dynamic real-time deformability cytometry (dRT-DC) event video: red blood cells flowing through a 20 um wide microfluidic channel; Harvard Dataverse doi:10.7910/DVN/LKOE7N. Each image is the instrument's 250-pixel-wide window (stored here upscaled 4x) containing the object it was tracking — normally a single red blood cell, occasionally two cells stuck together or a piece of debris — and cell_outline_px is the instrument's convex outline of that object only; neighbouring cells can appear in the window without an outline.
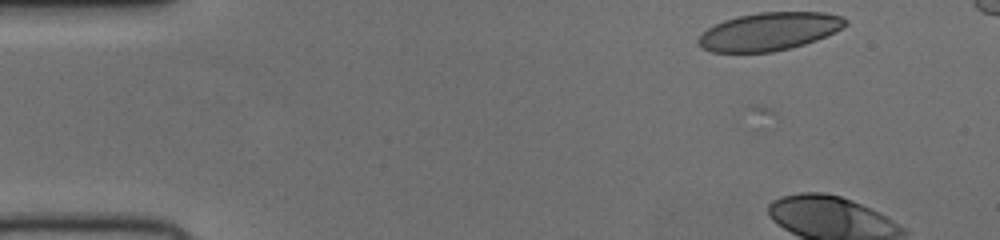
{"species": "human", "species_latin": "Homo sapiens", "temperature_condition": "cold", "stored_images_in_passage": 5, "camera_frame_rate_fps": 3000, "um_per_image_px": 0.085, "donor": {"sex": "female"}, "frame": {"image": 1, "passage_image": 1, "time_ms": 0.0, "image_size_px": [1000, 240], "cell_outline_px": [[848, 24], [816, 40], [804, 44], [772, 52], [712, 52], [704, 48], [696, 40], [708, 28], [724, 20], [740, 16], [760, 12], [828, 12], [840, 16], [848, 20]], "centroid_in_image_um": [65.39, 2.67], "position_along_channel_um": 19.6, "area_um2": 32.14}}